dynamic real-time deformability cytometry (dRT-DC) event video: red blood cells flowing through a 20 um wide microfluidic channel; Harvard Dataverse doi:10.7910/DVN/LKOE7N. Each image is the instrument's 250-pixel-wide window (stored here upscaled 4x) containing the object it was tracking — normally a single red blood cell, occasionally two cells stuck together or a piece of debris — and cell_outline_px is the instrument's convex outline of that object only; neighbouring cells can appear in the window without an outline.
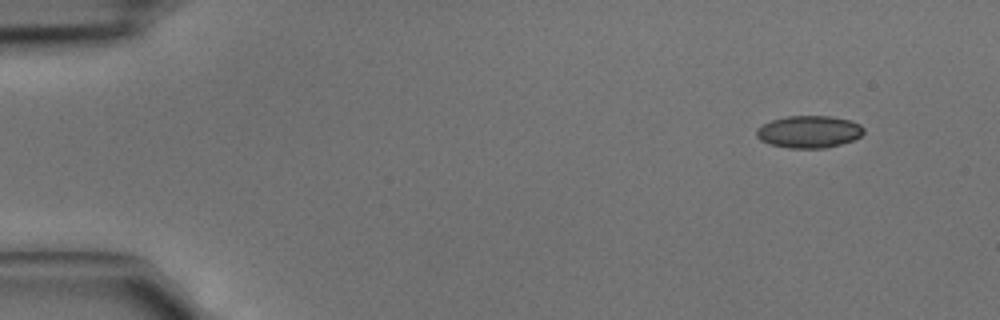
{"species": "common noctule bat (a hibernating species)", "species_latin": "Nyctalus noctula", "temperature_condition": "cold", "stored_images_in_passage": 4, "camera_frame_rate_fps": 3000, "um_per_image_px": 0.085, "animal": {"sex": "male", "body_mass_g": 15.6}, "frame": {"image": 1, "passage_image": 1, "time_ms": 0.0, "image_size_px": [1000, 320], "cell_outline_px": [[864, 132], [860, 136], [852, 140], [840, 144], [824, 148], [788, 148], [768, 144], [760, 140], [756, 136], [756, 128], [772, 120], [788, 116], [832, 116], [848, 120], [860, 124], [864, 128]], "centroid_in_image_um": [68.74, 11.2], "position_along_channel_um": 16.3, "area_um2": 20.11}}
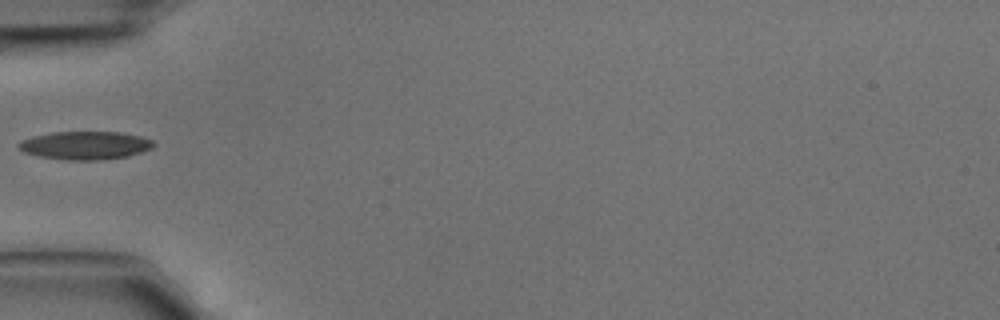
{"frame": {"image": 2, "passage_image": 4, "time_ms": 1.0, "image_size_px": [1000, 320], "cell_outline_px": [[156, 144], [152, 148], [128, 156], [104, 160], [68, 160], [40, 156], [24, 152], [16, 148], [16, 144], [20, 140], [32, 136], [52, 132], [120, 132], [140, 136], [152, 140]], "centroid_in_image_um": [7.21, 12.35], "position_along_channel_um": 77.8, "area_um2": 22.31}}